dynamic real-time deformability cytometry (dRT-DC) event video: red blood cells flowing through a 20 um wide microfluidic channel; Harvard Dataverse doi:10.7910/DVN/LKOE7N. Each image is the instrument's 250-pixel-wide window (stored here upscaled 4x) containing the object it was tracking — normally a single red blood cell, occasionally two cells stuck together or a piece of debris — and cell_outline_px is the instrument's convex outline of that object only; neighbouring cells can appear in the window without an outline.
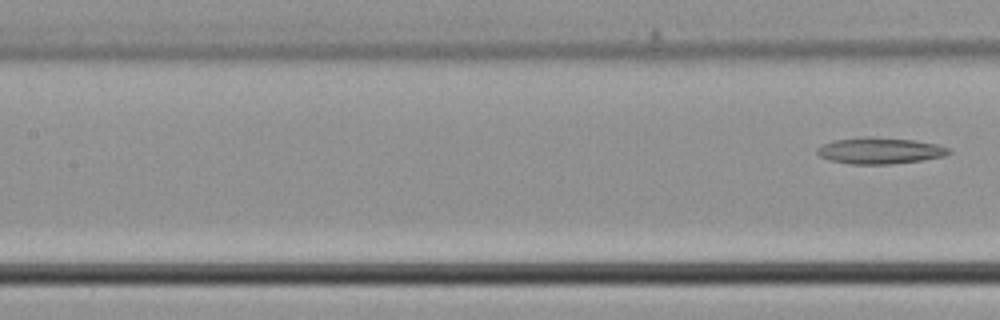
{"species": "common noctule bat (a hibernating species)", "species_latin": "Nyctalus noctula", "temperature_condition": "cold", "stored_images_in_passage": 7, "segment_of_instrument_passage": [2, 2], "camera_frame_rate_fps": 3000, "um_per_image_px": 0.085, "animal": {"sex": "male", "body_mass_g": 21.5, "forearm_length_mm": 52.0}, "frame": {"image": 1, "passage_image": 7, "time_ms": 2.0, "image_size_px": [1000, 320], "cell_outline_px": [[952, 152], [944, 156], [920, 160], [888, 164], [852, 164], [828, 160], [820, 156], [816, 152], [816, 148], [832, 140], [864, 136], [872, 136], [912, 140], [936, 144], [952, 148]], "centroid_in_image_um": [74.77, 12.79], "position_along_channel_um": 132.6, "area_um2": 20.29}}